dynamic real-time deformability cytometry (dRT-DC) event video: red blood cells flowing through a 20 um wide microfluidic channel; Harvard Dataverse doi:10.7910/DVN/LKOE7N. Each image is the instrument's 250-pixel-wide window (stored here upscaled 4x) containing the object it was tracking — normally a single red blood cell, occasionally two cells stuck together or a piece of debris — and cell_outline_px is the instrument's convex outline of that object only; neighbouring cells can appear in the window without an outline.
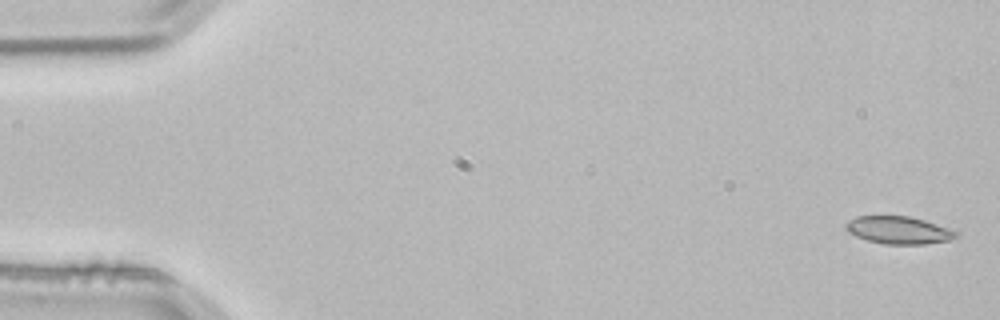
{"species": "common noctule bat (a hibernating species)", "species_latin": "Nyctalus noctula", "temperature_condition": "room temperature", "stored_images_in_passage": 4, "camera_frame_rate_fps": 3000, "um_per_image_px": 0.085, "animal": {"sex": "male", "body_mass_g": 21.5, "forearm_length_mm": 52.0}, "frame": {"image": 1, "passage_image": 4, "time_ms": 1.0, "image_size_px": [1000, 320], "cell_outline_px": [[960, 236], [948, 240], [924, 244], [884, 244], [868, 240], [856, 236], [848, 232], [844, 228], [844, 224], [848, 220], [856, 216], [908, 216], [924, 220], [960, 232]], "centroid_in_image_um": [76.37, 19.56], "position_along_channel_um": 8.6, "area_um2": 17.74}}